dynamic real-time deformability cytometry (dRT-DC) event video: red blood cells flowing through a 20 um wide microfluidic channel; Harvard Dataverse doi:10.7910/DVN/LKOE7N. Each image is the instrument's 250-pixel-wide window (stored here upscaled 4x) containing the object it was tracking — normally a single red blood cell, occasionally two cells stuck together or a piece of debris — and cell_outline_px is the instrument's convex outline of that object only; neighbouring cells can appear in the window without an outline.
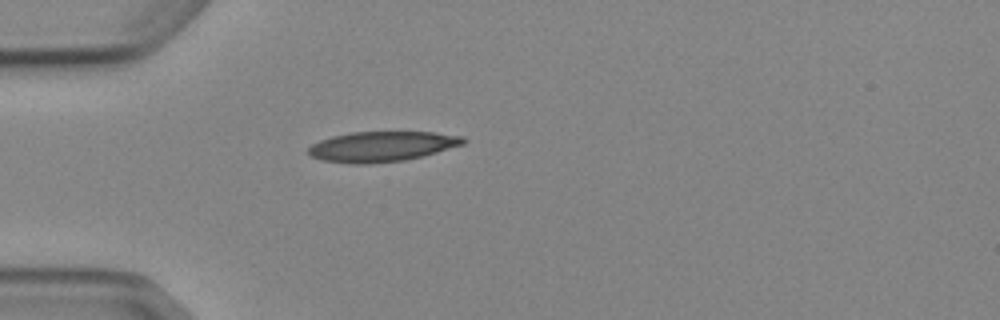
{"species": "Egyptian fruit bat (a non-hibernating species)", "species_latin": "Rousettus aegyptiacus", "temperature_condition": "cold", "stored_images_in_passage": 1, "camera_frame_rate_fps": 3000, "um_per_image_px": 0.085, "animal": {"sex": "female"}, "frame": {"image": 1, "passage_image": 1, "time_ms": 0.0, "image_size_px": [1000, 320], "cell_outline_px": [[468, 140], [464, 144], [436, 152], [404, 160], [372, 164], [352, 164], [324, 160], [312, 156], [308, 152], [308, 148], [312, 144], [320, 140], [332, 136], [352, 132], [436, 132], [464, 136]], "centroid_in_image_um": [32.48, 12.44], "position_along_channel_um": 52.5, "area_um2": 27.22}}